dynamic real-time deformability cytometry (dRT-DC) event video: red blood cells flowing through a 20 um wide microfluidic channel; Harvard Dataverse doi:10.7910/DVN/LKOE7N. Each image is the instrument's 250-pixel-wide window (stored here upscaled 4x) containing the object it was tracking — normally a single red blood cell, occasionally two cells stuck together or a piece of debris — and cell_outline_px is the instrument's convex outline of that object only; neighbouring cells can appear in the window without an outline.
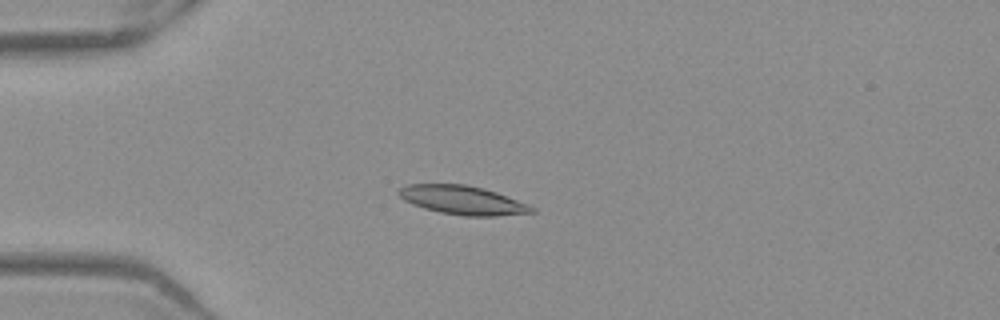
{"species": "Egyptian fruit bat (a non-hibernating species)", "species_latin": "Rousettus aegyptiacus", "temperature_condition": "warm", "stored_images_in_passage": 53, "camera_frame_rate_fps": 3000, "um_per_image_px": 0.085, "frame": {"image": 1, "passage_image": 15, "time_ms": 4.667, "image_size_px": [1000, 320], "cell_outline_px": [[536, 212], [496, 216], [464, 216], [440, 212], [424, 208], [412, 204], [404, 200], [396, 192], [396, 188], [408, 184], [464, 184], [484, 188], [496, 192], [528, 204], [536, 208]], "centroid_in_image_um": [39.3, 17.01], "position_along_channel_um": 45.7, "area_um2": 22.43}}
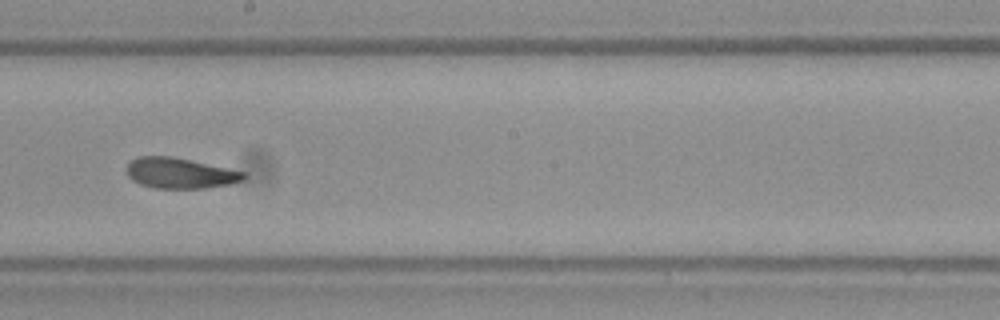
{"frame": {"image": 2, "passage_image": 31, "time_ms": 10.0, "image_size_px": [1000, 320], "cell_outline_px": [[248, 176], [244, 180], [232, 184], [204, 188], [156, 188], [140, 184], [132, 180], [128, 176], [124, 168], [136, 156], [172, 156], [248, 172]], "centroid_in_image_um": [15.33, 14.71], "position_along_channel_um": 232.9, "area_um2": 21.21}}
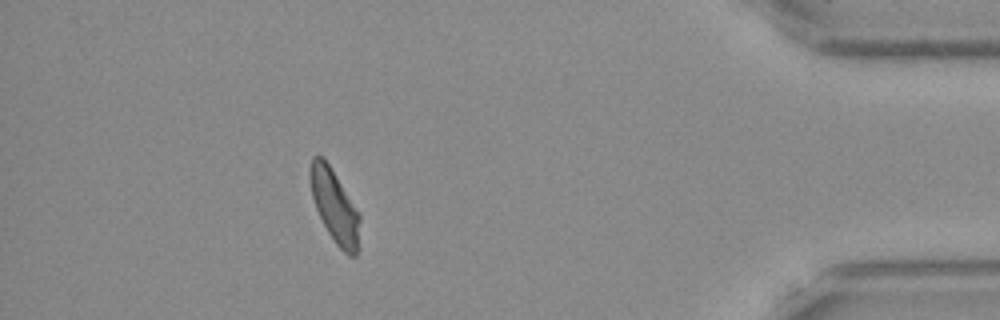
{"frame": {"image": 3, "passage_image": 48, "time_ms": 15.667, "image_size_px": [1000, 320], "cell_outline_px": [[360, 248], [356, 256], [348, 256], [336, 244], [328, 232], [316, 208], [312, 196], [308, 176], [308, 168], [312, 156], [324, 156], [360, 216]], "centroid_in_image_um": [28.43, 17.54], "position_along_channel_um": 406.8, "area_um2": 21.21}, "authors_computed_cell_mechanics": {"area_um2": 21.4438, "velocity_mm_per_s": 3.9062, "shape_relaxation_time_tau1_ms": 3.7577, "shape_relaxation_time_tau2_ms": 2.5073, "deformation_change_tau1": 0.1547, "deformation_change_tau2": 0.0962}}